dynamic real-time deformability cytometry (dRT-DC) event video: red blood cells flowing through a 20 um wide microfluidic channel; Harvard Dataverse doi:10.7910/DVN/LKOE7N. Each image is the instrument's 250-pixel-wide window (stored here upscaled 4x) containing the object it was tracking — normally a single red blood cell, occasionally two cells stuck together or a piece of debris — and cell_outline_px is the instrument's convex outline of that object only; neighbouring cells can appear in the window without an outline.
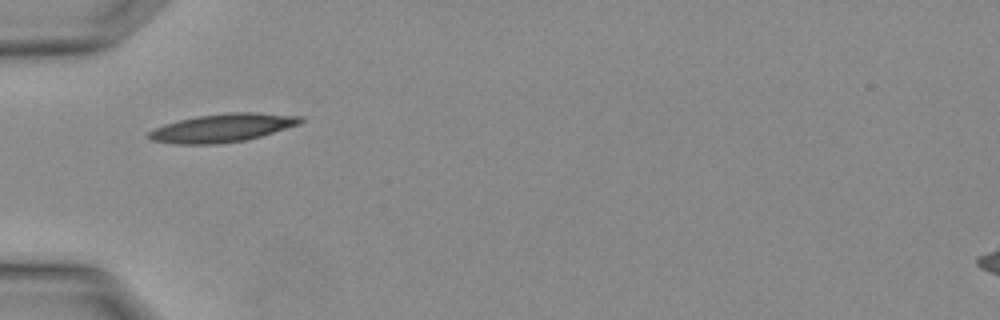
{"species": "Egyptian fruit bat (a non-hibernating species)", "species_latin": "Rousettus aegyptiacus", "temperature_condition": "warm", "stored_images_in_passage": 2, "camera_frame_rate_fps": 3000, "um_per_image_px": 0.085, "animal": {"sex": "female"}, "frame": {"image": 1, "passage_image": 2, "time_ms": 0.333, "image_size_px": [1000, 320], "cell_outline_px": [[304, 120], [300, 124], [260, 136], [244, 140], [216, 144], [176, 144], [152, 140], [148, 136], [148, 132], [152, 128], [164, 124], [196, 116], [228, 112], [256, 112], [300, 116]], "centroid_in_image_um": [18.89, 10.86], "position_along_channel_um": 66.1, "area_um2": 24.91}}